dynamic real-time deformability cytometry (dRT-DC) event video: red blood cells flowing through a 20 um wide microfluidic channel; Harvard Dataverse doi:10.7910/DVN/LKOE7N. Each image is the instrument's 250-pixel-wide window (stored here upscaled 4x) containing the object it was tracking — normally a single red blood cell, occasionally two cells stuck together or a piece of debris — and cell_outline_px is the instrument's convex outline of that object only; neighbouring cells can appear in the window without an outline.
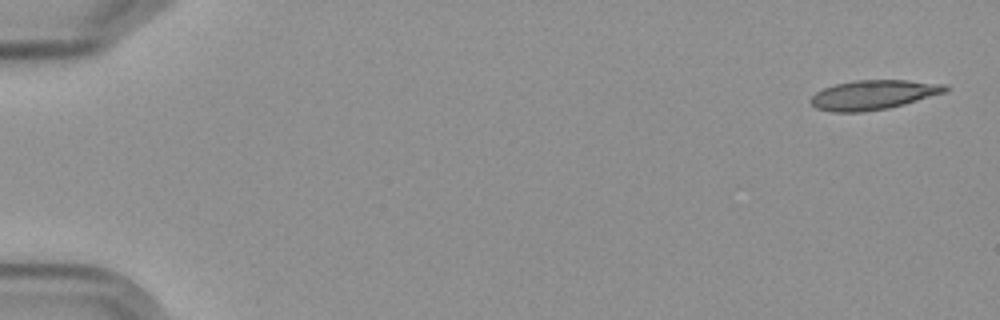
{"species": "Egyptian fruit bat (a non-hibernating species)", "species_latin": "Rousettus aegyptiacus", "temperature_condition": "cold", "stored_images_in_passage": 7, "camera_frame_rate_fps": 3000, "um_per_image_px": 0.085, "frame": {"image": 1, "passage_image": 1, "time_ms": 0.0, "image_size_px": [1000, 320], "cell_outline_px": [[948, 88], [944, 92], [904, 104], [888, 108], [860, 112], [832, 112], [816, 108], [808, 100], [816, 92], [824, 88], [836, 84], [856, 80], [908, 80], [948, 84]], "centroid_in_image_um": [74.21, 8.05], "position_along_channel_um": 10.8, "area_um2": 23.0}}
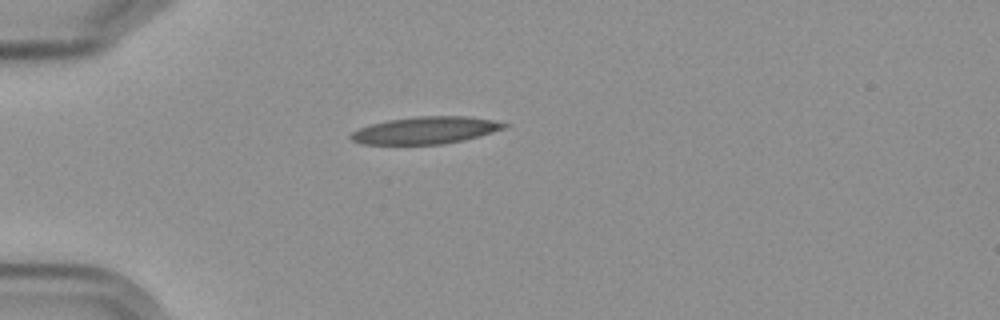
{"frame": {"image": 2, "passage_image": 5, "time_ms": 4.667, "image_size_px": [1000, 320], "cell_outline_px": [[508, 124], [504, 128], [480, 136], [464, 140], [444, 144], [360, 144], [352, 140], [348, 136], [352, 132], [360, 128], [372, 124], [388, 120], [416, 116], [468, 116], [492, 120]], "centroid_in_image_um": [36.15, 11.08], "position_along_channel_um": 48.8, "area_um2": 24.16}}
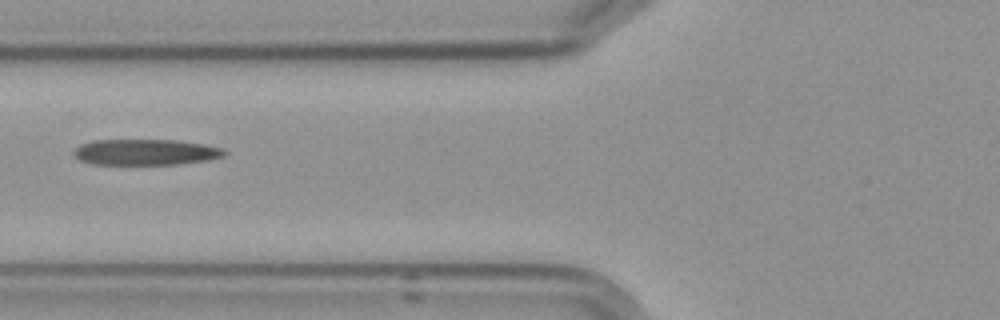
{"frame": {"image": 3, "passage_image": 7, "time_ms": 7.0, "image_size_px": [1000, 320], "cell_outline_px": [[228, 152], [224, 156], [208, 160], [176, 164], [92, 164], [80, 160], [72, 152], [80, 144], [96, 140], [176, 140], [204, 144], [224, 148]], "centroid_in_image_um": [12.41, 12.93], "position_along_channel_um": 113.4, "area_um2": 22.72}}